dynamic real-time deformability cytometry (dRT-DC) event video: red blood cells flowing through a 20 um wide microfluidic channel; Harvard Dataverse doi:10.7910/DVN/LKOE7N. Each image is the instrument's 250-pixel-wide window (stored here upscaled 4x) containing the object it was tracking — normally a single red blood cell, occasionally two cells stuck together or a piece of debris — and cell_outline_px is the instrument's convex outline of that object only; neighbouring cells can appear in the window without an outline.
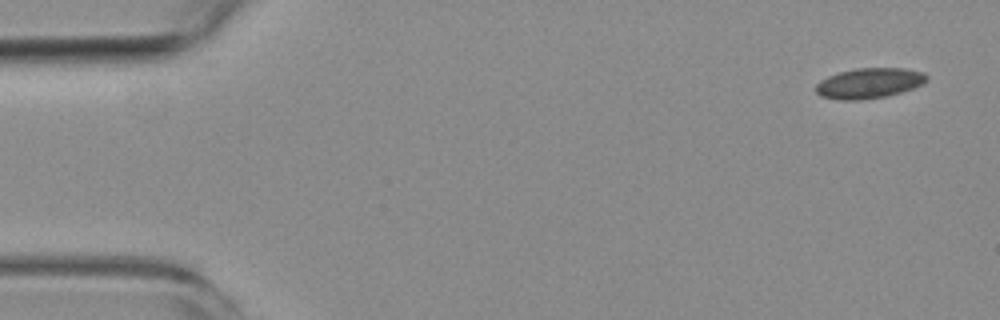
{"species": "common noctule bat (a hibernating species)", "species_latin": "Nyctalus noctula", "temperature_condition": "room temperature", "stored_images_in_passage": 10, "camera_frame_rate_fps": 3000, "um_per_image_px": 0.085, "animal": {"sex": "female", "body_mass_g": 19.3, "forearm_length_mm": 54.1}, "frame": {"image": 1, "passage_image": 1, "time_ms": 0.0, "image_size_px": [1000, 320], "cell_outline_px": [[928, 80], [924, 84], [900, 92], [884, 96], [860, 100], [840, 100], [820, 96], [816, 92], [816, 84], [820, 80], [828, 76], [840, 72], [856, 68], [904, 68], [924, 72], [928, 76]], "centroid_in_image_um": [73.89, 7.06], "position_along_channel_um": 11.1, "area_um2": 19.59}}
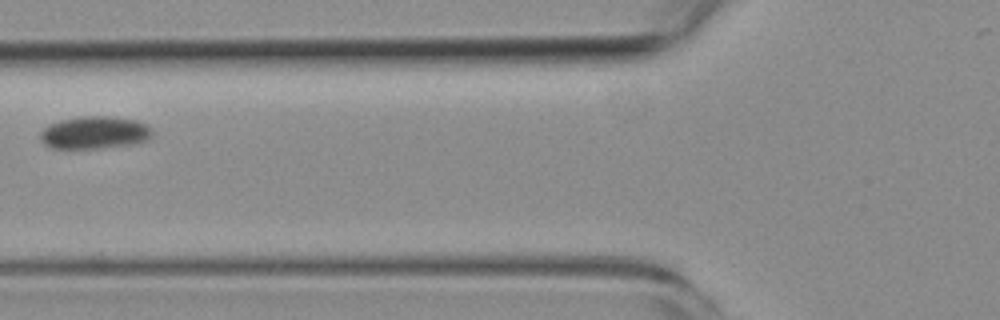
{"frame": {"image": 2, "passage_image": 6, "time_ms": 6.667, "image_size_px": [1000, 320], "cell_outline_px": [[152, 136], [148, 140], [132, 144], [100, 148], [52, 148], [44, 144], [40, 140], [40, 132], [48, 124], [64, 120], [84, 116], [108, 116], [136, 120], [148, 124], [152, 128]], "centroid_in_image_um": [8.07, 11.27], "position_along_channel_um": 117.7, "area_um2": 21.27}}
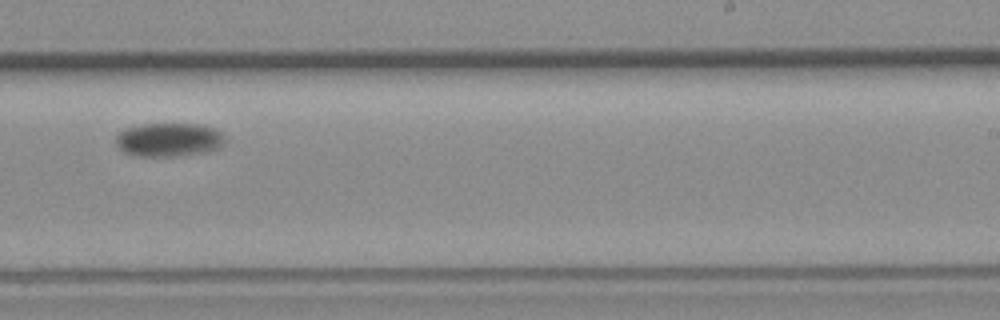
{"frame": {"image": 3, "passage_image": 10, "time_ms": 11.333, "image_size_px": [1000, 320], "cell_outline_px": [[224, 144], [220, 148], [208, 152], [184, 156], [136, 156], [124, 152], [116, 144], [116, 136], [124, 128], [144, 124], [200, 124], [216, 128], [224, 136]], "centroid_in_image_um": [14.39, 11.88], "position_along_channel_um": 274.6, "area_um2": 21.73}}